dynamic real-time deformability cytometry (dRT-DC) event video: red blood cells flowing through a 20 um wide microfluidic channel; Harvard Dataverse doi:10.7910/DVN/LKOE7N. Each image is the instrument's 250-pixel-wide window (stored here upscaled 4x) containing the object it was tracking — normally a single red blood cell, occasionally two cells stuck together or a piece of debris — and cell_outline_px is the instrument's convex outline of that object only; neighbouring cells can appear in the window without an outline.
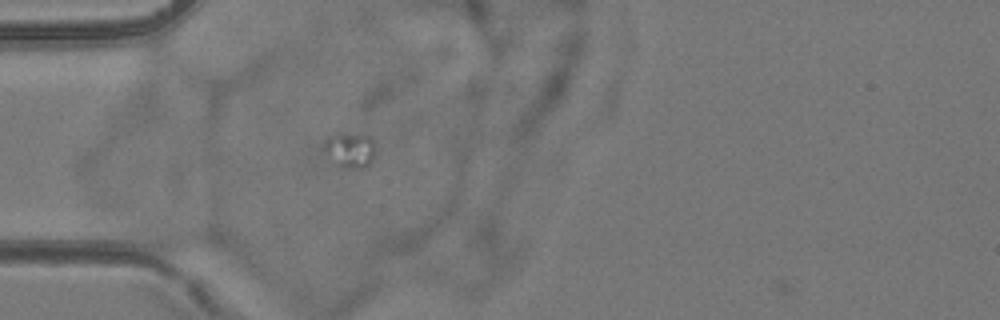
{"species": "common noctule bat (a hibernating species)", "species_latin": "Nyctalus noctula", "temperature_condition": "room temperature", "stored_images_in_passage": 1, "camera_frame_rate_fps": 3000, "um_per_image_px": 0.085, "animal": {"sex": "female", "body_mass_g": 24.6, "forearm_length_mm": 56.2}, "frame": {"image": 1, "passage_image": 1, "time_ms": 0.0, "image_size_px": [1000, 320], "cell_outline_px": [[376, 152], [372, 160], [364, 168], [340, 168], [320, 148], [328, 132], [360, 132], [372, 136], [376, 148]], "centroid_in_image_um": [29.71, 12.66], "position_along_channel_um": 55.3, "area_um2": 11.62}}